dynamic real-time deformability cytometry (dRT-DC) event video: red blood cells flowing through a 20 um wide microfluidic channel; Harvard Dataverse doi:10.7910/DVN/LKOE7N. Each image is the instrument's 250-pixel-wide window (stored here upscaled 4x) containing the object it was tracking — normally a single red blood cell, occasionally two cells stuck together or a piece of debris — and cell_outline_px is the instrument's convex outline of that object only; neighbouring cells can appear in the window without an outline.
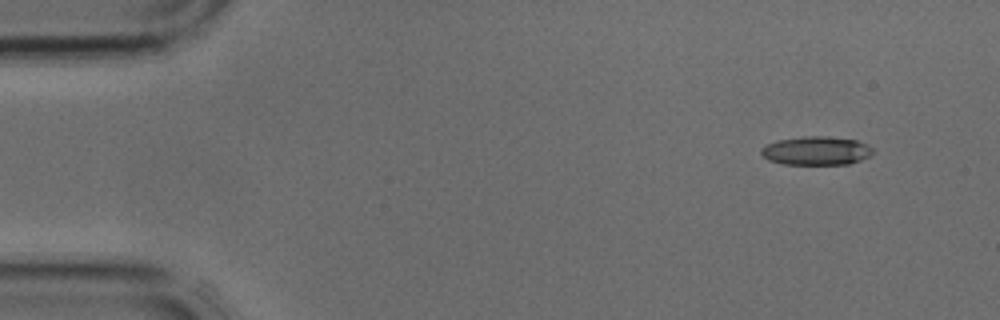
{"species": "common noctule bat (a hibernating species)", "species_latin": "Nyctalus noctula", "temperature_condition": "cold", "stored_images_in_passage": 3, "camera_frame_rate_fps": 3000, "um_per_image_px": 0.085, "animal": {"sex": "male", "body_mass_g": 17.9, "forearm_length_mm": 54.2}, "frame": {"image": 1, "passage_image": 1, "time_ms": 0.0, "image_size_px": [1000, 320], "cell_outline_px": [[872, 152], [868, 156], [860, 160], [848, 164], [784, 164], [768, 160], [760, 152], [760, 148], [776, 140], [804, 136], [828, 136], [856, 140], [872, 148]], "centroid_in_image_um": [69.34, 12.81], "position_along_channel_um": 15.7, "area_um2": 18.5}}
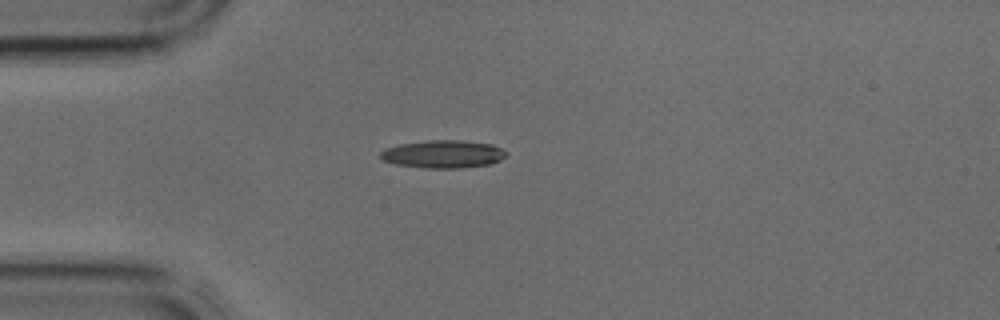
{"frame": {"image": 2, "passage_image": 3, "time_ms": 0.667, "image_size_px": [1000, 320], "cell_outline_px": [[508, 152], [500, 160], [488, 164], [460, 168], [424, 168], [396, 164], [384, 160], [380, 156], [380, 152], [384, 148], [400, 144], [428, 140], [460, 140], [492, 144]], "centroid_in_image_um": [37.65, 13.09], "position_along_channel_um": 47.4, "area_um2": 20.29}}